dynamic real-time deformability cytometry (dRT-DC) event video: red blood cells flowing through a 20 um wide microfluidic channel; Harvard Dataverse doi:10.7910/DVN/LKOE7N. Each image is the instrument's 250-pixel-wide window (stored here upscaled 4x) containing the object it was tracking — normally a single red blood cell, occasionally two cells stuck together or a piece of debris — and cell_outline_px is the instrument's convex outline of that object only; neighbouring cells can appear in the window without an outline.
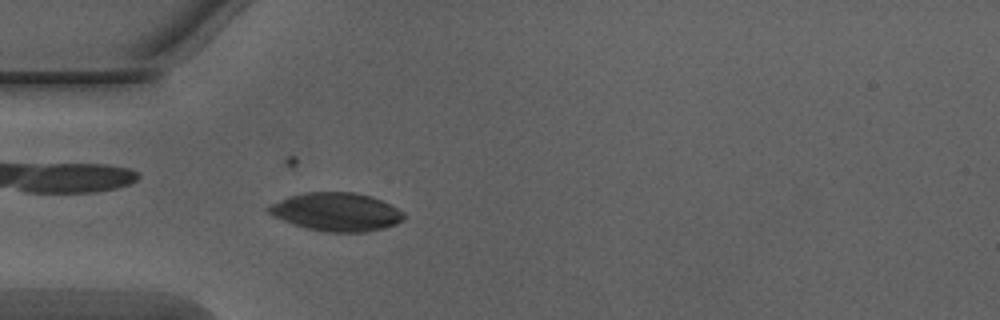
{"species": "Egyptian fruit bat (a non-hibernating species)", "species_latin": "Rousettus aegyptiacus", "temperature_condition": "warm", "stored_images_in_passage": 29, "camera_frame_rate_fps": 3000, "um_per_image_px": 0.085, "animal": {"sex": "male"}, "frame": {"image": 1, "passage_image": 2, "time_ms": 0.333, "image_size_px": [1000, 320], "cell_outline_px": [[404, 220], [396, 224], [384, 228], [368, 232], [324, 232], [304, 228], [292, 224], [272, 216], [264, 208], [268, 204], [288, 196], [304, 192], [352, 192], [372, 196], [404, 212]], "centroid_in_image_um": [28.53, 18.02], "position_along_channel_um": 56.5, "area_um2": 30.58}}
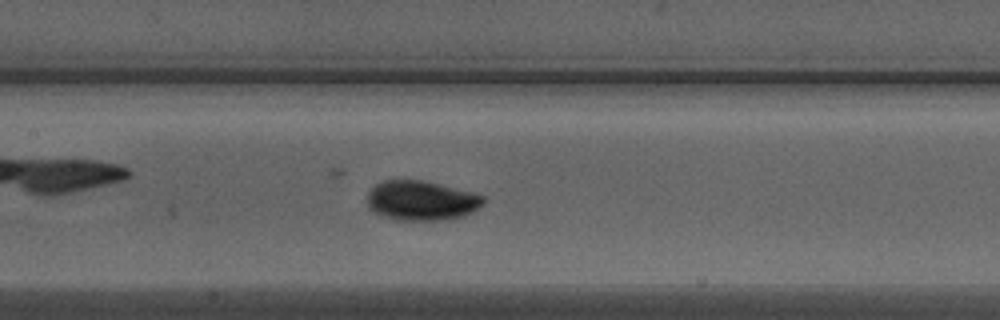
{"frame": {"image": 2, "passage_image": 11, "time_ms": 3.333, "image_size_px": [1000, 320], "cell_outline_px": [[484, 204], [472, 212], [464, 216], [444, 220], [392, 220], [376, 216], [368, 208], [368, 192], [380, 180], [396, 176], [420, 180], [440, 184], [476, 192], [484, 196]], "centroid_in_image_um": [35.76, 17.02], "position_along_channel_um": 171.6, "area_um2": 28.03}}
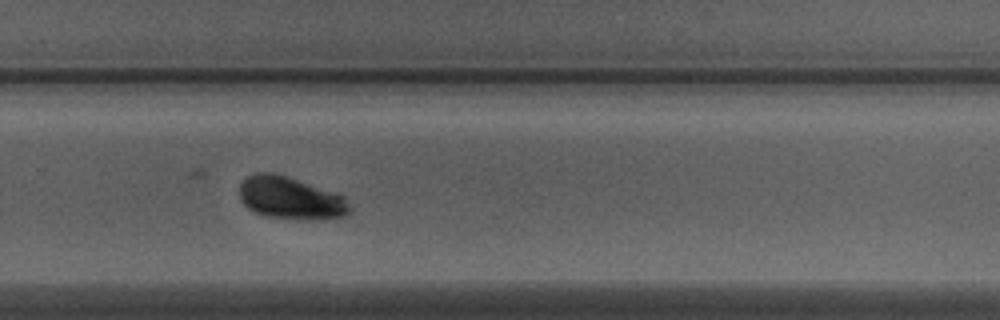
{"frame": {"image": 3, "passage_image": 21, "time_ms": 6.667, "image_size_px": [1000, 320], "cell_outline_px": [[352, 212], [344, 216], [320, 220], [304, 220], [264, 216], [248, 208], [240, 200], [240, 184], [248, 176], [256, 172], [272, 172], [288, 176], [336, 192], [344, 196], [352, 208]], "centroid_in_image_um": [24.74, 16.84], "position_along_channel_um": 305.1, "area_um2": 27.74}, "authors_computed_cell_mechanics": {"area_um2": 27.744, "velocity_mm_per_s": 4.0101, "shape_relaxation_time_tau1_ms": 1.6556, "shape_relaxation_time_tau2_ms": null, "deformation_change_tau1": 0.113, "deformation_change_tau2": null}}